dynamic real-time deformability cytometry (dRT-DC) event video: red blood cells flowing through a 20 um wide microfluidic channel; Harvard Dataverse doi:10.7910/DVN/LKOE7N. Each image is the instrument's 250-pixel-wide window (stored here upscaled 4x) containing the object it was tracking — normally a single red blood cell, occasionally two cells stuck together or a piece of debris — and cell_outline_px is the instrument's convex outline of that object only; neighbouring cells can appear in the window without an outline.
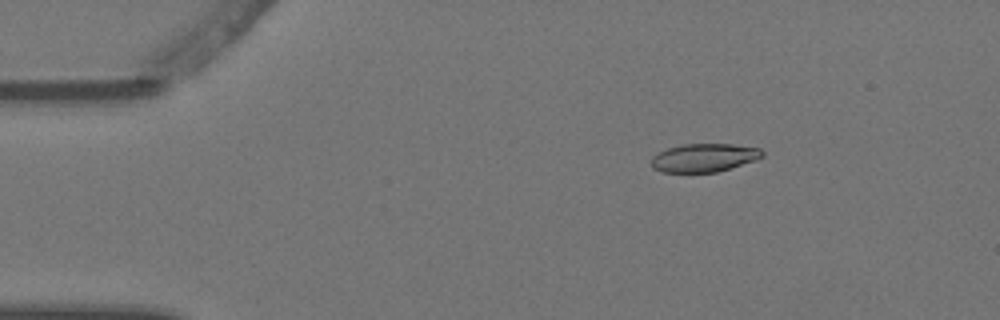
{"species": "Egyptian fruit bat (a non-hibernating species)", "species_latin": "Rousettus aegyptiacus", "temperature_condition": "warm", "stored_images_in_passage": 4, "camera_frame_rate_fps": 3000, "um_per_image_px": 0.085, "animal": {"sex": "female"}, "frame": {"image": 1, "passage_image": 2, "time_ms": 0.333, "image_size_px": [1000, 320], "cell_outline_px": [[764, 156], [756, 160], [716, 172], [660, 172], [652, 168], [652, 156], [668, 148], [680, 144], [732, 144], [760, 148], [764, 152]], "centroid_in_image_um": [59.85, 13.4], "position_along_channel_um": 25.1, "area_um2": 18.32}}